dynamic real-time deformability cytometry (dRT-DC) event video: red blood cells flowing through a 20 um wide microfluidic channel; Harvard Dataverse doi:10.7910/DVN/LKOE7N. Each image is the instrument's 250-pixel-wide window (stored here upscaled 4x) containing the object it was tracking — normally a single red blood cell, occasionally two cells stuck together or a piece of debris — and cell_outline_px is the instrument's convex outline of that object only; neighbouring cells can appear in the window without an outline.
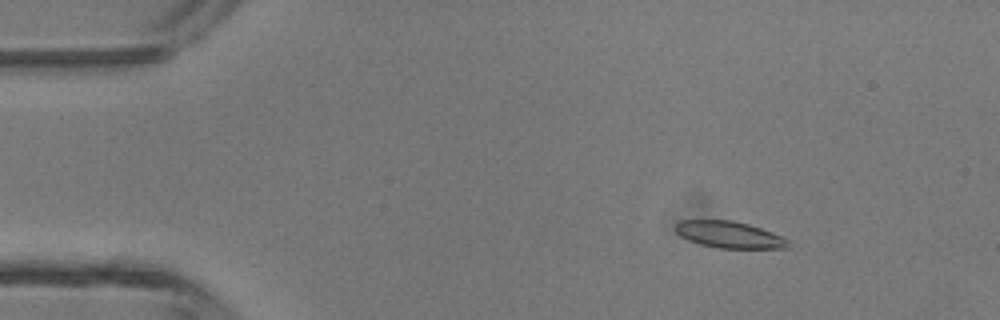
{"species": "common noctule bat (a hibernating species)", "species_latin": "Nyctalus noctula", "temperature_condition": "room temperature", "stored_images_in_passage": 47, "camera_frame_rate_fps": 3000, "um_per_image_px": 0.085, "animal": {"sex": "male", "body_mass_g": 13.3}, "frame": {"image": 1, "passage_image": 7, "time_ms": 2.0, "image_size_px": [1000, 320], "cell_outline_px": [[788, 248], [716, 248], [700, 244], [688, 240], [680, 236], [676, 232], [676, 224], [680, 220], [732, 220], [748, 224], [784, 236], [788, 240]], "centroid_in_image_um": [61.98, 19.95], "position_along_channel_um": 23.0, "area_um2": 17.51}}
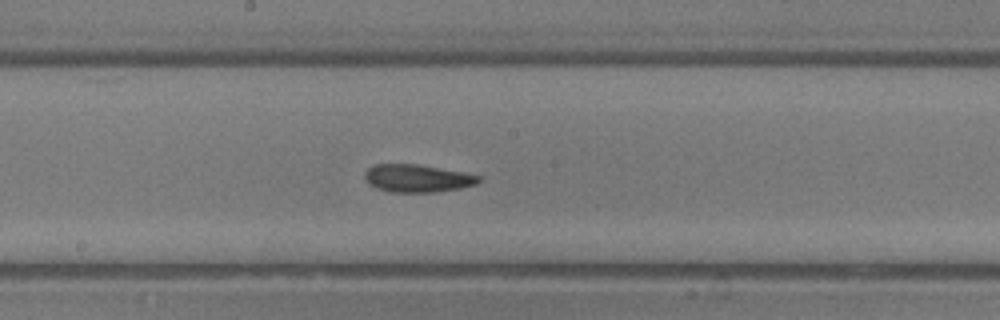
{"frame": {"image": 2, "passage_image": 25, "time_ms": 8.0, "image_size_px": [1000, 320], "cell_outline_px": [[484, 180], [476, 184], [460, 188], [436, 192], [388, 192], [376, 188], [368, 184], [364, 180], [364, 172], [372, 164], [416, 164], [464, 172], [480, 176]], "centroid_in_image_um": [35.45, 15.16], "position_along_channel_um": 212.8, "area_um2": 18.67}}
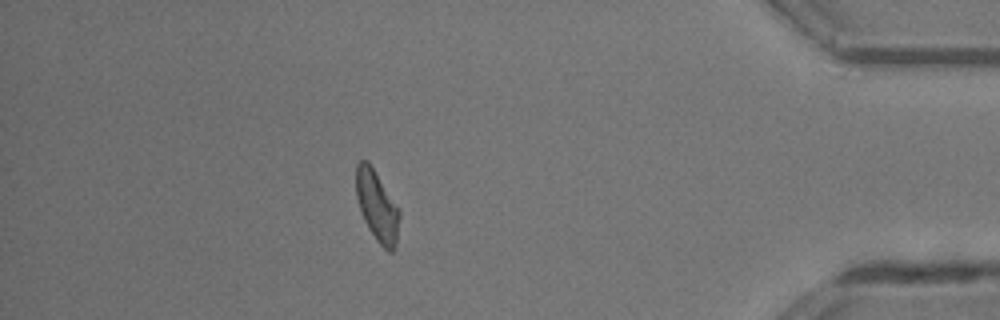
{"frame": {"image": 3, "passage_image": 41, "time_ms": 13.333, "image_size_px": [1000, 320], "cell_outline_px": [[400, 216], [396, 244], [392, 252], [388, 252], [376, 240], [368, 228], [364, 220], [356, 196], [356, 164], [360, 160], [368, 160], [400, 208]], "centroid_in_image_um": [32.06, 17.5], "position_along_channel_um": 403.1, "area_um2": 17.98}, "authors_computed_cell_mechanics": {"area_um2": 18.1492, "velocity_mm_per_s": 4.4541, "shape_relaxation_time_tau1_ms": 5.1331, "shape_relaxation_time_tau2_ms": 3.4524, "deformation_change_tau1": 0.1552, "deformation_change_tau2": 0.1254}}